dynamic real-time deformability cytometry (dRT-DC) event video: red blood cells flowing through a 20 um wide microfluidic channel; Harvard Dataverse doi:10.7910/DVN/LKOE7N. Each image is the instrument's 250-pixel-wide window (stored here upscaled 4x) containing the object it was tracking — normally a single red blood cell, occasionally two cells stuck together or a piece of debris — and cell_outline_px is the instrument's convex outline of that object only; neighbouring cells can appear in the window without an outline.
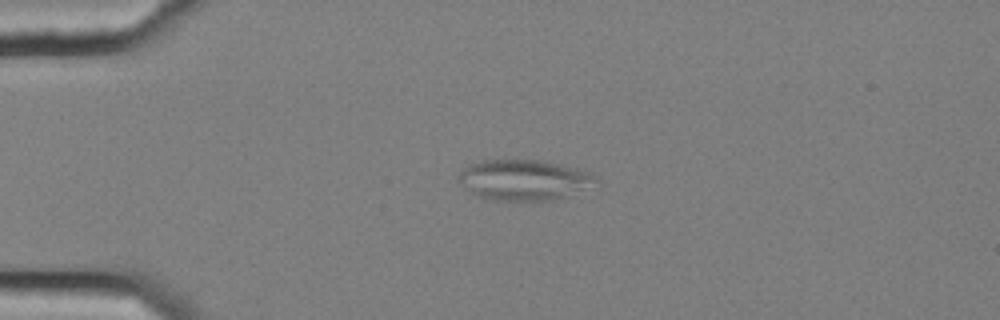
{"species": "common noctule bat (a hibernating species)", "species_latin": "Nyctalus noctula", "temperature_condition": "cold", "stored_images_in_passage": 43, "camera_frame_rate_fps": 3000, "um_per_image_px": 0.085, "animal": {"sex": "female", "body_mass_g": 25.1}, "frame": {"image": 1, "passage_image": 1, "time_ms": 0.0, "image_size_px": [1000, 320], "cell_outline_px": [[600, 188], [552, 200], [496, 200], [480, 196], [472, 192], [456, 176], [468, 164], [484, 160], [540, 160], [560, 164], [592, 172], [600, 180]], "centroid_in_image_um": [44.72, 15.29], "position_along_channel_um": 40.3, "area_um2": 32.95}}
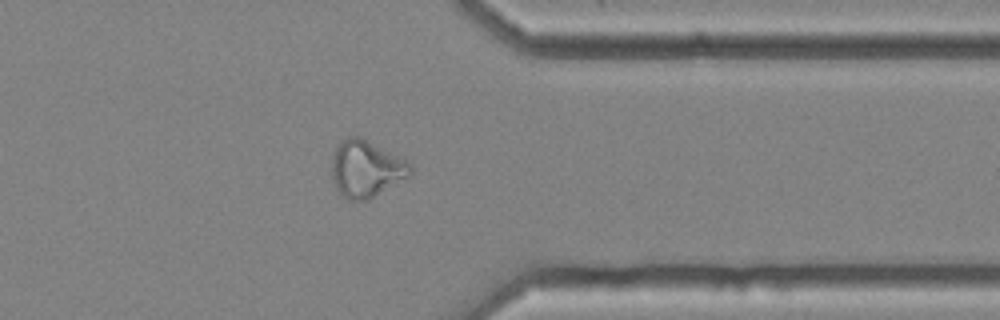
{"frame": {"image": 2, "passage_image": 32, "time_ms": 10.333, "image_size_px": [1000, 320], "cell_outline_px": [[412, 172], [408, 176], [368, 200], [348, 200], [336, 188], [332, 176], [332, 152], [348, 136], [360, 136], [412, 164]], "centroid_in_image_um": [31.09, 14.35], "position_along_channel_um": 380.3, "area_um2": 25.55}}
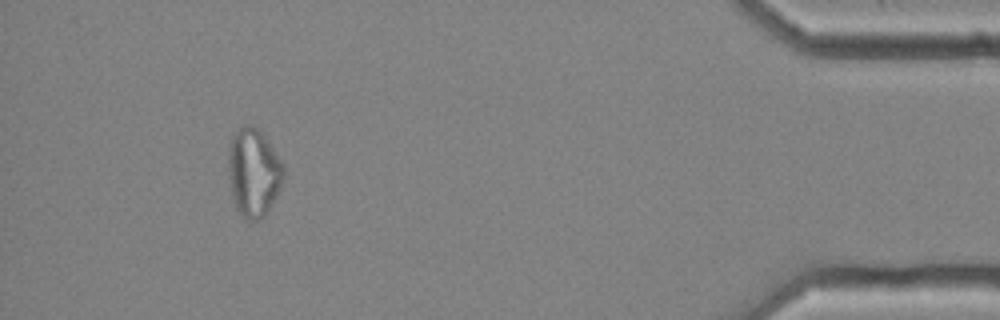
{"frame": {"image": 3, "passage_image": 39, "time_ms": 12.667, "image_size_px": [1000, 320], "cell_outline_px": [[284, 176], [280, 188], [276, 196], [264, 216], [260, 220], [244, 220], [236, 208], [232, 196], [228, 176], [228, 144], [232, 136], [244, 124], [252, 124], [268, 140], [284, 164]], "centroid_in_image_um": [21.54, 14.66], "position_along_channel_um": 413.7, "area_um2": 28.67}, "authors_computed_cell_mechanics": {"area_um2": 24.7962, "velocity_mm_per_s": 3.6679, "shape_relaxation_time_tau1_ms": null, "shape_relaxation_time_tau2_ms": 1.3425, "deformation_change_tau1": null, "deformation_change_tau2": 0.0783}}